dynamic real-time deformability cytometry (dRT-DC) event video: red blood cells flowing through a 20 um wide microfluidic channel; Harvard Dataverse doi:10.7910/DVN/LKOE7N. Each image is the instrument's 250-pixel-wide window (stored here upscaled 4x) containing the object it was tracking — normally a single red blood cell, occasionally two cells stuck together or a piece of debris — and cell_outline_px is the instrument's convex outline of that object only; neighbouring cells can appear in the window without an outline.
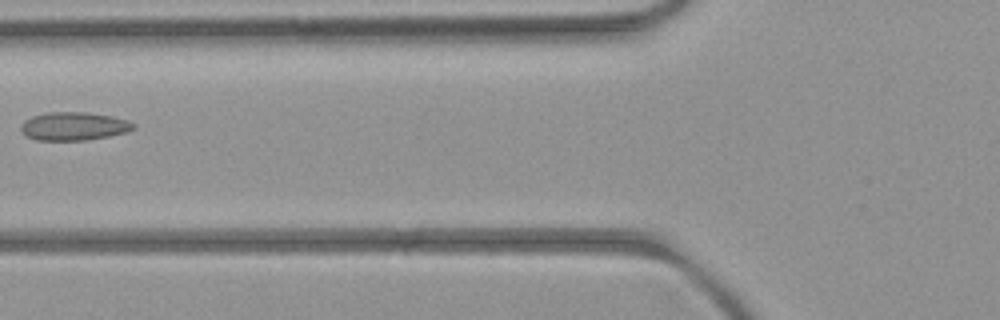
{"species": "common noctule bat (a hibernating species)", "species_latin": "Nyctalus noctula", "temperature_condition": "room temperature", "stored_images_in_passage": 6, "camera_frame_rate_fps": 3000, "um_per_image_px": 0.085, "animal": {"sex": "female", "body_mass_g": 21.9}, "frame": {"image": 1, "passage_image": 6, "time_ms": 5.667, "image_size_px": [1000, 320], "cell_outline_px": [[136, 128], [124, 132], [108, 136], [84, 140], [36, 140], [28, 136], [20, 128], [20, 124], [24, 120], [32, 116], [48, 112], [88, 112], [112, 116], [128, 120], [136, 124]], "centroid_in_image_um": [6.28, 10.71], "position_along_channel_um": 119.5, "area_um2": 18.5}}